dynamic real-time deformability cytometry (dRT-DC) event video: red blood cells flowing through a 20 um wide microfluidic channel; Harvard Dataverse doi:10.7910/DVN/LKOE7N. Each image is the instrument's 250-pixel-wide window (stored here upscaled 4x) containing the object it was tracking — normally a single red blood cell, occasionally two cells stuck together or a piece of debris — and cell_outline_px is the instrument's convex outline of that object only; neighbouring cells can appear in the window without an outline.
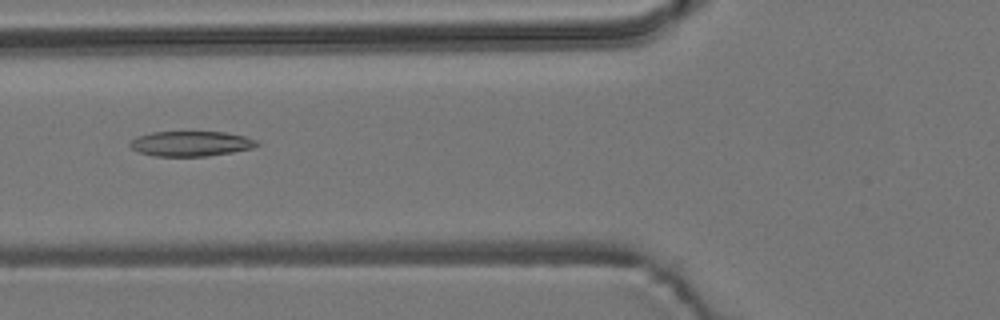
{"species": "common noctule bat (a hibernating species)", "species_latin": "Nyctalus noctula", "temperature_condition": "room temperature", "stored_images_in_passage": 33, "camera_frame_rate_fps": 3000, "um_per_image_px": 0.085, "animal": {"sex": "male", "body_mass_g": 19.2, "forearm_length_mm": 51.8}, "frame": {"image": 1, "passage_image": 21, "time_ms": 6.667, "image_size_px": [1000, 320], "cell_outline_px": [[260, 144], [252, 148], [232, 152], [208, 156], [152, 156], [140, 152], [132, 148], [128, 144], [136, 136], [152, 132], [224, 132], [244, 136], [256, 140]], "centroid_in_image_um": [16.21, 12.21], "position_along_channel_um": 109.6, "area_um2": 18.5}}
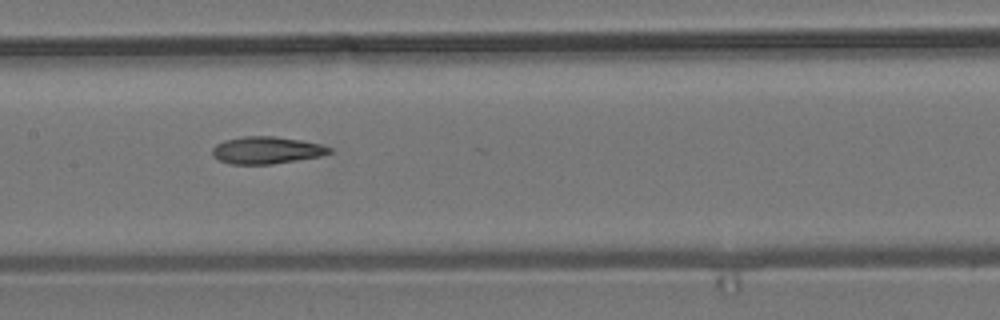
{"frame": {"image": 2, "passage_image": 27, "time_ms": 8.667, "image_size_px": [1000, 320], "cell_outline_px": [[332, 152], [320, 156], [272, 164], [232, 164], [220, 160], [212, 156], [212, 148], [216, 144], [224, 140], [244, 136], [276, 136], [300, 140], [320, 144], [332, 148]], "centroid_in_image_um": [22.64, 12.76], "position_along_channel_um": 184.8, "area_um2": 18.5}}
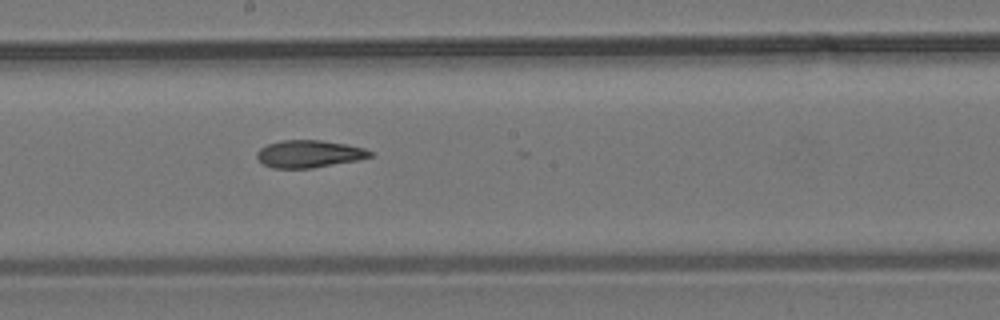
{"frame": {"image": 3, "passage_image": 30, "time_ms": 9.667, "image_size_px": [1000, 320], "cell_outline_px": [[376, 152], [372, 156], [356, 160], [312, 168], [272, 168], [264, 164], [256, 156], [256, 152], [260, 148], [268, 144], [280, 140], [320, 140], [344, 144], [364, 148]], "centroid_in_image_um": [26.27, 13.07], "position_along_channel_um": 221.9, "area_um2": 17.98}}